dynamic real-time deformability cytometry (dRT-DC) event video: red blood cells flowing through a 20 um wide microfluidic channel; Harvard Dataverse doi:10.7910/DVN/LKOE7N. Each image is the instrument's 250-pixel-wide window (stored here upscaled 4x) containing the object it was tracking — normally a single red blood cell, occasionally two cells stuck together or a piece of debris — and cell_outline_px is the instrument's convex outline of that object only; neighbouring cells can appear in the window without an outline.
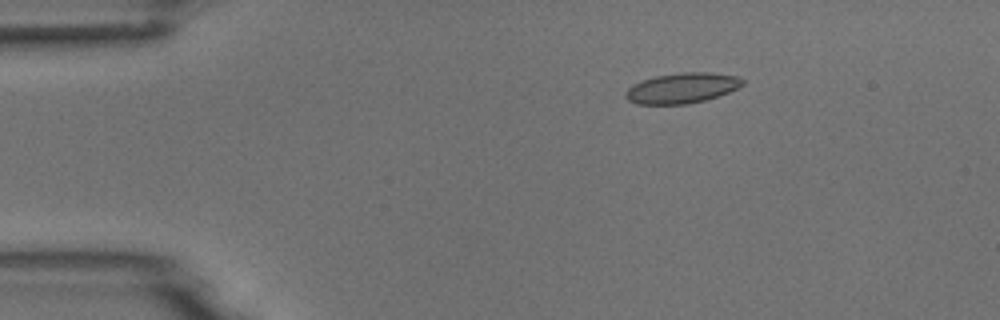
{"species": "common noctule bat (a hibernating species)", "species_latin": "Nyctalus noctula", "temperature_condition": "room temperature", "stored_images_in_passage": 5, "camera_frame_rate_fps": 3000, "um_per_image_px": 0.085, "animal": {"sex": "male", "body_mass_g": 18.8}, "frame": {"image": 1, "passage_image": 3, "time_ms": 2.0, "image_size_px": [1000, 320], "cell_outline_px": [[744, 84], [728, 92], [704, 100], [688, 104], [636, 104], [628, 100], [624, 96], [624, 92], [632, 84], [656, 76], [680, 72], [708, 72], [736, 76], [744, 80]], "centroid_in_image_um": [57.93, 7.48], "position_along_channel_um": 27.1, "area_um2": 20.58}}
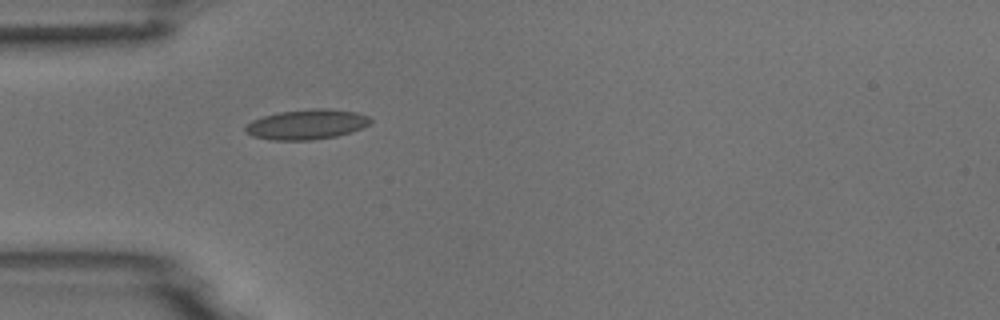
{"frame": {"image": 2, "passage_image": 5, "time_ms": 4.333, "image_size_px": [1000, 320], "cell_outline_px": [[372, 120], [368, 124], [352, 132], [336, 136], [312, 140], [268, 140], [252, 136], [244, 132], [244, 128], [252, 120], [264, 116], [280, 112], [316, 108], [328, 108], [356, 112], [368, 116]], "centroid_in_image_um": [26.05, 10.58], "position_along_channel_um": 59.0, "area_um2": 21.85}}